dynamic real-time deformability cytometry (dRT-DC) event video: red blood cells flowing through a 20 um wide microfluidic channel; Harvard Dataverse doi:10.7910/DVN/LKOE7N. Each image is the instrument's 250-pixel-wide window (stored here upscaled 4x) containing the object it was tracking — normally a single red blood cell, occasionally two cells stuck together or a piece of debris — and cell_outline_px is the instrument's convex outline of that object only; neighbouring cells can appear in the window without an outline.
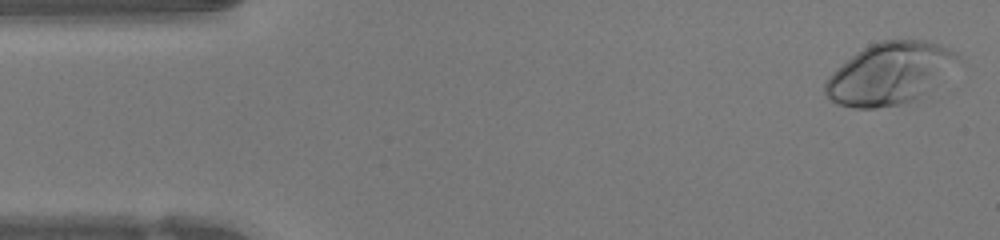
{"species": "human", "species_latin": "Homo sapiens", "temperature_condition": "warm", "stored_images_in_passage": 46, "camera_frame_rate_fps": 3000, "um_per_image_px": 0.085, "donor": {"sex": "female"}, "frame": {"image": 1, "passage_image": 1, "time_ms": 0.0, "image_size_px": [1000, 240], "cell_outline_px": [[960, 60], [924, 92], [912, 100], [900, 104], [876, 108], [852, 108], [836, 104], [824, 92], [824, 80], [832, 72], [852, 56], [864, 48], [880, 40], [928, 40], [948, 48], [956, 52]], "centroid_in_image_um": [75.55, 6.24], "position_along_channel_um": 9.4, "area_um2": 46.82}}
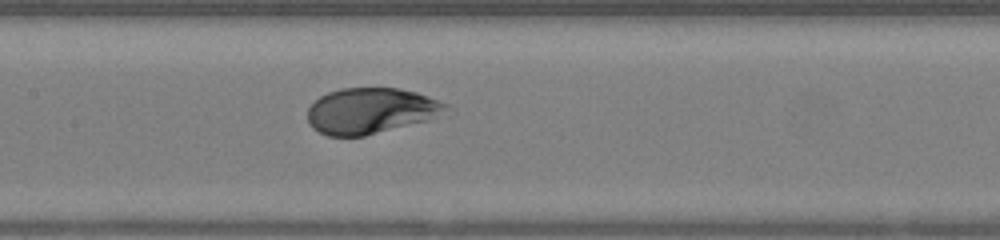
{"frame": {"image": 2, "passage_image": 21, "time_ms": 6.667, "image_size_px": [1000, 240], "cell_outline_px": [[452, 108], [428, 120], [364, 136], [328, 136], [312, 128], [308, 124], [308, 108], [320, 96], [328, 92], [340, 88], [396, 88], [416, 92], [448, 104]], "centroid_in_image_um": [31.5, 9.42], "position_along_channel_um": 175.9, "area_um2": 36.82}}
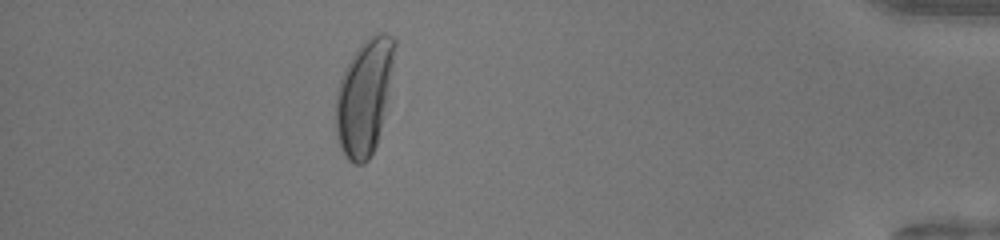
{"frame": {"image": 3, "passage_image": 41, "time_ms": 13.333, "image_size_px": [1000, 240], "cell_outline_px": [[396, 44], [392, 68], [380, 128], [376, 144], [368, 160], [364, 164], [352, 164], [344, 156], [340, 148], [336, 136], [336, 92], [344, 68], [356, 48], [368, 36], [380, 32], [384, 32], [392, 36], [396, 40]], "centroid_in_image_um": [30.93, 8.21], "position_along_channel_um": 404.3, "area_um2": 39.25}, "authors_computed_cell_mechanics": {"area_um2": 37.8879, "velocity_mm_per_s": 4.2719, "shape_relaxation_time_tau1_ms": 3.1783, "shape_relaxation_time_tau2_ms": null, "deformation_change_tau1": 0.2115, "deformation_change_tau2": null}}